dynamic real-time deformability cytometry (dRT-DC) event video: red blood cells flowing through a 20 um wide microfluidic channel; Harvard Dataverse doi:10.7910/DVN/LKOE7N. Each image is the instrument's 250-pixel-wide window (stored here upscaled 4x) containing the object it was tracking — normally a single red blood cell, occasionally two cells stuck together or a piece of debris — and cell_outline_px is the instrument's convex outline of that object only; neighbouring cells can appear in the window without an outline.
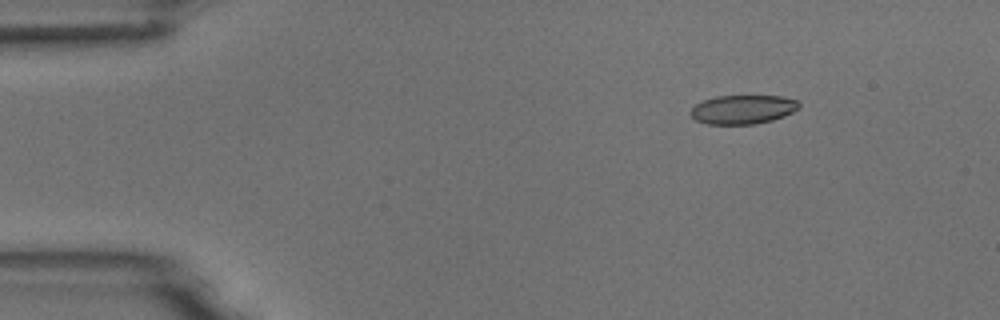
{"species": "common noctule bat (a hibernating species)", "species_latin": "Nyctalus noctula", "temperature_condition": "room temperature", "stored_images_in_passage": 48, "camera_frame_rate_fps": 3000, "um_per_image_px": 0.085, "animal": {"sex": "male", "body_mass_g": 18.8}, "frame": {"image": 1, "passage_image": 1, "time_ms": 0.0, "image_size_px": [1000, 320], "cell_outline_px": [[800, 108], [784, 116], [772, 120], [756, 124], [708, 124], [696, 120], [688, 112], [696, 104], [704, 100], [716, 96], [784, 96], [796, 100], [800, 104]], "centroid_in_image_um": [63.15, 9.3], "position_along_channel_um": 21.8, "area_um2": 18.32}}
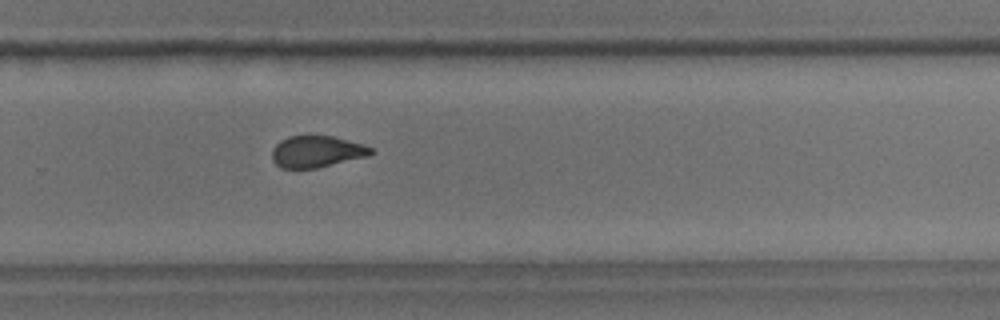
{"frame": {"image": 2, "passage_image": 30, "time_ms": 9.667, "image_size_px": [1000, 320], "cell_outline_px": [[376, 152], [368, 156], [316, 168], [280, 168], [272, 160], [272, 148], [280, 140], [288, 136], [308, 132], [332, 136], [364, 144], [376, 148]], "centroid_in_image_um": [26.93, 12.83], "position_along_channel_um": 302.9, "area_um2": 19.02}}
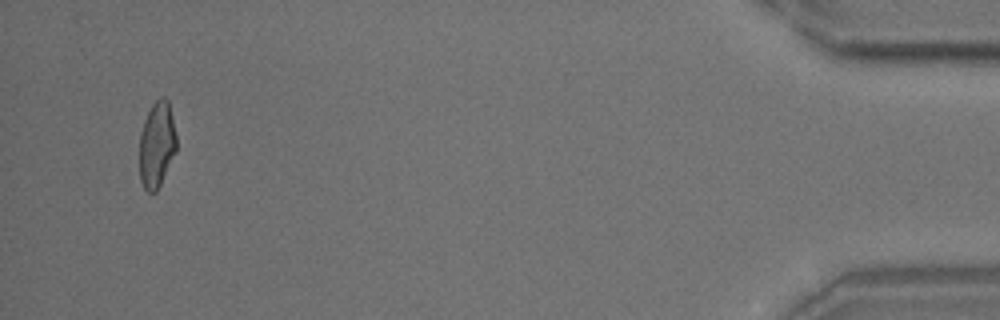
{"frame": {"image": 3, "passage_image": 46, "time_ms": 15.0, "image_size_px": [1000, 320], "cell_outline_px": [[176, 152], [156, 192], [148, 192], [144, 188], [140, 180], [140, 132], [144, 120], [152, 104], [160, 96], [164, 96], [168, 100], [176, 136]], "centroid_in_image_um": [13.32, 12.28], "position_along_channel_um": 421.9, "area_um2": 18.44}, "authors_computed_cell_mechanics": {"area_um2": 19.3052, "velocity_mm_per_s": 3.7079, "shape_relaxation_time_tau1_ms": 9.0328, "shape_relaxation_time_tau2_ms": 1.9724, "deformation_change_tau1": 0.2018, "deformation_change_tau2": 0.0721}}